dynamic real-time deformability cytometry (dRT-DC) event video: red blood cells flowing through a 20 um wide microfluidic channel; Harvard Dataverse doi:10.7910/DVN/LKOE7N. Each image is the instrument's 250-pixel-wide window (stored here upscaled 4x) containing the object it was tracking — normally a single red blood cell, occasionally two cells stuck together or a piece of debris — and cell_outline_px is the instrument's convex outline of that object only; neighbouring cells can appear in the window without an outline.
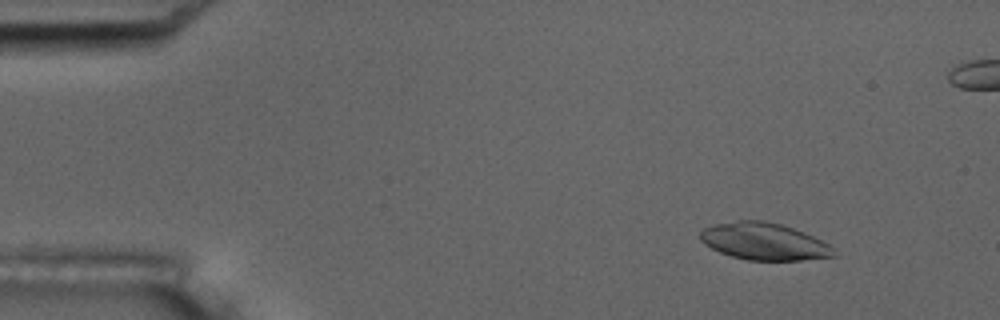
{"species": "common noctule bat (a hibernating species)", "species_latin": "Nyctalus noctula", "temperature_condition": "room temperature", "stored_images_in_passage": 5, "camera_frame_rate_fps": 3000, "um_per_image_px": 0.085, "animal": {"sex": "male", "body_mass_g": 17.5, "forearm_length_mm": 52.3}, "frame": {"image": 1, "passage_image": 2, "time_ms": 1.0, "image_size_px": [1000, 320], "cell_outline_px": [[836, 256], [800, 260], [748, 260], [732, 256], [720, 252], [704, 244], [700, 240], [700, 232], [704, 228], [716, 224], [740, 220], [764, 220], [780, 224], [804, 232], [828, 244], [832, 248]], "centroid_in_image_um": [64.92, 20.52], "position_along_channel_um": 20.1, "area_um2": 28.55}}